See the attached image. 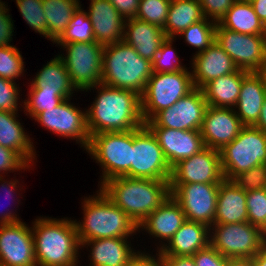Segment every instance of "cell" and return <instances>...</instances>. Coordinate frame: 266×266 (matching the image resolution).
<instances>
[{
	"mask_svg": "<svg viewBox=\"0 0 266 266\" xmlns=\"http://www.w3.org/2000/svg\"><path fill=\"white\" fill-rule=\"evenodd\" d=\"M209 237L210 245L228 259L253 258L266 244V233L248 221L213 224Z\"/></svg>",
	"mask_w": 266,
	"mask_h": 266,
	"instance_id": "cell-9",
	"label": "cell"
},
{
	"mask_svg": "<svg viewBox=\"0 0 266 266\" xmlns=\"http://www.w3.org/2000/svg\"><path fill=\"white\" fill-rule=\"evenodd\" d=\"M97 195L82 200L83 220H74L80 245L87 240L129 238L138 226L99 188Z\"/></svg>",
	"mask_w": 266,
	"mask_h": 266,
	"instance_id": "cell-4",
	"label": "cell"
},
{
	"mask_svg": "<svg viewBox=\"0 0 266 266\" xmlns=\"http://www.w3.org/2000/svg\"><path fill=\"white\" fill-rule=\"evenodd\" d=\"M249 72L237 70L208 82L202 91L208 106L234 108L237 104L243 78Z\"/></svg>",
	"mask_w": 266,
	"mask_h": 266,
	"instance_id": "cell-30",
	"label": "cell"
},
{
	"mask_svg": "<svg viewBox=\"0 0 266 266\" xmlns=\"http://www.w3.org/2000/svg\"><path fill=\"white\" fill-rule=\"evenodd\" d=\"M248 222L266 232V191L265 189L246 192Z\"/></svg>",
	"mask_w": 266,
	"mask_h": 266,
	"instance_id": "cell-41",
	"label": "cell"
},
{
	"mask_svg": "<svg viewBox=\"0 0 266 266\" xmlns=\"http://www.w3.org/2000/svg\"><path fill=\"white\" fill-rule=\"evenodd\" d=\"M204 18L198 0H171L163 31L167 38L177 40L183 30Z\"/></svg>",
	"mask_w": 266,
	"mask_h": 266,
	"instance_id": "cell-31",
	"label": "cell"
},
{
	"mask_svg": "<svg viewBox=\"0 0 266 266\" xmlns=\"http://www.w3.org/2000/svg\"><path fill=\"white\" fill-rule=\"evenodd\" d=\"M152 73V62L142 58L124 41L104 46L102 84L130 90L141 96Z\"/></svg>",
	"mask_w": 266,
	"mask_h": 266,
	"instance_id": "cell-5",
	"label": "cell"
},
{
	"mask_svg": "<svg viewBox=\"0 0 266 266\" xmlns=\"http://www.w3.org/2000/svg\"><path fill=\"white\" fill-rule=\"evenodd\" d=\"M194 88L190 70L169 73L153 72L141 95L144 122L151 120L159 111L171 107Z\"/></svg>",
	"mask_w": 266,
	"mask_h": 266,
	"instance_id": "cell-8",
	"label": "cell"
},
{
	"mask_svg": "<svg viewBox=\"0 0 266 266\" xmlns=\"http://www.w3.org/2000/svg\"><path fill=\"white\" fill-rule=\"evenodd\" d=\"M23 60L22 54L15 46L0 47V77L15 82L18 77H23Z\"/></svg>",
	"mask_w": 266,
	"mask_h": 266,
	"instance_id": "cell-39",
	"label": "cell"
},
{
	"mask_svg": "<svg viewBox=\"0 0 266 266\" xmlns=\"http://www.w3.org/2000/svg\"><path fill=\"white\" fill-rule=\"evenodd\" d=\"M240 1H244V2H251L252 0H240Z\"/></svg>",
	"mask_w": 266,
	"mask_h": 266,
	"instance_id": "cell-58",
	"label": "cell"
},
{
	"mask_svg": "<svg viewBox=\"0 0 266 266\" xmlns=\"http://www.w3.org/2000/svg\"><path fill=\"white\" fill-rule=\"evenodd\" d=\"M250 3L258 18L266 26V0H252Z\"/></svg>",
	"mask_w": 266,
	"mask_h": 266,
	"instance_id": "cell-52",
	"label": "cell"
},
{
	"mask_svg": "<svg viewBox=\"0 0 266 266\" xmlns=\"http://www.w3.org/2000/svg\"><path fill=\"white\" fill-rule=\"evenodd\" d=\"M255 127L266 133V97L264 99L263 106L260 112V118Z\"/></svg>",
	"mask_w": 266,
	"mask_h": 266,
	"instance_id": "cell-55",
	"label": "cell"
},
{
	"mask_svg": "<svg viewBox=\"0 0 266 266\" xmlns=\"http://www.w3.org/2000/svg\"><path fill=\"white\" fill-rule=\"evenodd\" d=\"M262 73L264 74V76H265V78H266V65H265V67H264Z\"/></svg>",
	"mask_w": 266,
	"mask_h": 266,
	"instance_id": "cell-56",
	"label": "cell"
},
{
	"mask_svg": "<svg viewBox=\"0 0 266 266\" xmlns=\"http://www.w3.org/2000/svg\"><path fill=\"white\" fill-rule=\"evenodd\" d=\"M24 100L23 110L30 118H35L40 112L54 108L67 97L63 93L29 92Z\"/></svg>",
	"mask_w": 266,
	"mask_h": 266,
	"instance_id": "cell-38",
	"label": "cell"
},
{
	"mask_svg": "<svg viewBox=\"0 0 266 266\" xmlns=\"http://www.w3.org/2000/svg\"><path fill=\"white\" fill-rule=\"evenodd\" d=\"M15 81L0 77V110L18 112L20 88Z\"/></svg>",
	"mask_w": 266,
	"mask_h": 266,
	"instance_id": "cell-43",
	"label": "cell"
},
{
	"mask_svg": "<svg viewBox=\"0 0 266 266\" xmlns=\"http://www.w3.org/2000/svg\"><path fill=\"white\" fill-rule=\"evenodd\" d=\"M37 266H75L80 261L74 219L38 217L32 222Z\"/></svg>",
	"mask_w": 266,
	"mask_h": 266,
	"instance_id": "cell-2",
	"label": "cell"
},
{
	"mask_svg": "<svg viewBox=\"0 0 266 266\" xmlns=\"http://www.w3.org/2000/svg\"><path fill=\"white\" fill-rule=\"evenodd\" d=\"M216 22L206 17L196 23L191 24L183 30L180 35L184 37L185 42L192 47L198 48L196 54L206 50L215 42Z\"/></svg>",
	"mask_w": 266,
	"mask_h": 266,
	"instance_id": "cell-35",
	"label": "cell"
},
{
	"mask_svg": "<svg viewBox=\"0 0 266 266\" xmlns=\"http://www.w3.org/2000/svg\"><path fill=\"white\" fill-rule=\"evenodd\" d=\"M254 266H266V244L253 257Z\"/></svg>",
	"mask_w": 266,
	"mask_h": 266,
	"instance_id": "cell-54",
	"label": "cell"
},
{
	"mask_svg": "<svg viewBox=\"0 0 266 266\" xmlns=\"http://www.w3.org/2000/svg\"><path fill=\"white\" fill-rule=\"evenodd\" d=\"M248 221L246 192L232 180L219 185L214 224H235Z\"/></svg>",
	"mask_w": 266,
	"mask_h": 266,
	"instance_id": "cell-27",
	"label": "cell"
},
{
	"mask_svg": "<svg viewBox=\"0 0 266 266\" xmlns=\"http://www.w3.org/2000/svg\"><path fill=\"white\" fill-rule=\"evenodd\" d=\"M243 127L233 108L207 106L200 133L205 147L222 150Z\"/></svg>",
	"mask_w": 266,
	"mask_h": 266,
	"instance_id": "cell-18",
	"label": "cell"
},
{
	"mask_svg": "<svg viewBox=\"0 0 266 266\" xmlns=\"http://www.w3.org/2000/svg\"><path fill=\"white\" fill-rule=\"evenodd\" d=\"M93 88L97 89L98 94L90 108L86 109L90 137L103 132H126L145 125L138 93L102 83L85 92H91Z\"/></svg>",
	"mask_w": 266,
	"mask_h": 266,
	"instance_id": "cell-1",
	"label": "cell"
},
{
	"mask_svg": "<svg viewBox=\"0 0 266 266\" xmlns=\"http://www.w3.org/2000/svg\"><path fill=\"white\" fill-rule=\"evenodd\" d=\"M171 172L151 130L146 125L133 130L131 178L170 180Z\"/></svg>",
	"mask_w": 266,
	"mask_h": 266,
	"instance_id": "cell-12",
	"label": "cell"
},
{
	"mask_svg": "<svg viewBox=\"0 0 266 266\" xmlns=\"http://www.w3.org/2000/svg\"><path fill=\"white\" fill-rule=\"evenodd\" d=\"M25 222L0 225V263L37 266L32 227Z\"/></svg>",
	"mask_w": 266,
	"mask_h": 266,
	"instance_id": "cell-17",
	"label": "cell"
},
{
	"mask_svg": "<svg viewBox=\"0 0 266 266\" xmlns=\"http://www.w3.org/2000/svg\"><path fill=\"white\" fill-rule=\"evenodd\" d=\"M220 155L223 176L228 180L266 164V133L255 126H243L238 136L220 150Z\"/></svg>",
	"mask_w": 266,
	"mask_h": 266,
	"instance_id": "cell-7",
	"label": "cell"
},
{
	"mask_svg": "<svg viewBox=\"0 0 266 266\" xmlns=\"http://www.w3.org/2000/svg\"><path fill=\"white\" fill-rule=\"evenodd\" d=\"M193 59V60H192ZM192 62V79L194 87L202 89L208 82L238 70L231 57L216 43L206 50L195 54Z\"/></svg>",
	"mask_w": 266,
	"mask_h": 266,
	"instance_id": "cell-20",
	"label": "cell"
},
{
	"mask_svg": "<svg viewBox=\"0 0 266 266\" xmlns=\"http://www.w3.org/2000/svg\"><path fill=\"white\" fill-rule=\"evenodd\" d=\"M133 130L126 132H103L90 137L86 151L103 169L100 187L112 178H131Z\"/></svg>",
	"mask_w": 266,
	"mask_h": 266,
	"instance_id": "cell-6",
	"label": "cell"
},
{
	"mask_svg": "<svg viewBox=\"0 0 266 266\" xmlns=\"http://www.w3.org/2000/svg\"><path fill=\"white\" fill-rule=\"evenodd\" d=\"M215 42L239 70L262 72L266 65V35L241 34L216 23Z\"/></svg>",
	"mask_w": 266,
	"mask_h": 266,
	"instance_id": "cell-11",
	"label": "cell"
},
{
	"mask_svg": "<svg viewBox=\"0 0 266 266\" xmlns=\"http://www.w3.org/2000/svg\"><path fill=\"white\" fill-rule=\"evenodd\" d=\"M5 175L0 176V189H4L5 193H6V197L8 198H13V201L16 202V198H14L13 195L14 193L16 194L18 188H20L21 186L17 185V183L19 184L18 180H14V179H9V181L7 179L4 178ZM1 190V191H2ZM8 207V206H7ZM3 211V210H2ZM0 211V225H4V224H11V223H15V222H20L21 219H19L18 215L16 214V208H15V212L9 209H7L6 211L4 210V212Z\"/></svg>",
	"mask_w": 266,
	"mask_h": 266,
	"instance_id": "cell-46",
	"label": "cell"
},
{
	"mask_svg": "<svg viewBox=\"0 0 266 266\" xmlns=\"http://www.w3.org/2000/svg\"><path fill=\"white\" fill-rule=\"evenodd\" d=\"M207 106L202 89L195 87L171 107L159 111L145 125L148 128L200 131Z\"/></svg>",
	"mask_w": 266,
	"mask_h": 266,
	"instance_id": "cell-15",
	"label": "cell"
},
{
	"mask_svg": "<svg viewBox=\"0 0 266 266\" xmlns=\"http://www.w3.org/2000/svg\"><path fill=\"white\" fill-rule=\"evenodd\" d=\"M186 221L181 206L171 197L164 201L156 210L149 214L138 226V230L146 231L156 239L160 238L159 251L175 232ZM165 241V242H162Z\"/></svg>",
	"mask_w": 266,
	"mask_h": 266,
	"instance_id": "cell-22",
	"label": "cell"
},
{
	"mask_svg": "<svg viewBox=\"0 0 266 266\" xmlns=\"http://www.w3.org/2000/svg\"><path fill=\"white\" fill-rule=\"evenodd\" d=\"M266 97V78L262 72H249L240 88L237 104L233 108L243 126H255ZM237 109V110H236Z\"/></svg>",
	"mask_w": 266,
	"mask_h": 266,
	"instance_id": "cell-23",
	"label": "cell"
},
{
	"mask_svg": "<svg viewBox=\"0 0 266 266\" xmlns=\"http://www.w3.org/2000/svg\"><path fill=\"white\" fill-rule=\"evenodd\" d=\"M15 2L26 24L36 33L38 32L48 39L47 21L42 0H16Z\"/></svg>",
	"mask_w": 266,
	"mask_h": 266,
	"instance_id": "cell-36",
	"label": "cell"
},
{
	"mask_svg": "<svg viewBox=\"0 0 266 266\" xmlns=\"http://www.w3.org/2000/svg\"><path fill=\"white\" fill-rule=\"evenodd\" d=\"M171 197L181 206L186 220L214 224L220 184H169Z\"/></svg>",
	"mask_w": 266,
	"mask_h": 266,
	"instance_id": "cell-13",
	"label": "cell"
},
{
	"mask_svg": "<svg viewBox=\"0 0 266 266\" xmlns=\"http://www.w3.org/2000/svg\"><path fill=\"white\" fill-rule=\"evenodd\" d=\"M18 113L0 110V145L15 151L29 166L36 160V150L30 136L17 117ZM32 163V164H31Z\"/></svg>",
	"mask_w": 266,
	"mask_h": 266,
	"instance_id": "cell-28",
	"label": "cell"
},
{
	"mask_svg": "<svg viewBox=\"0 0 266 266\" xmlns=\"http://www.w3.org/2000/svg\"><path fill=\"white\" fill-rule=\"evenodd\" d=\"M169 181L122 176L106 181L99 188L139 226L171 196Z\"/></svg>",
	"mask_w": 266,
	"mask_h": 266,
	"instance_id": "cell-3",
	"label": "cell"
},
{
	"mask_svg": "<svg viewBox=\"0 0 266 266\" xmlns=\"http://www.w3.org/2000/svg\"><path fill=\"white\" fill-rule=\"evenodd\" d=\"M162 28L148 22L132 18L125 20L123 41L149 61H153L161 44L166 40Z\"/></svg>",
	"mask_w": 266,
	"mask_h": 266,
	"instance_id": "cell-26",
	"label": "cell"
},
{
	"mask_svg": "<svg viewBox=\"0 0 266 266\" xmlns=\"http://www.w3.org/2000/svg\"><path fill=\"white\" fill-rule=\"evenodd\" d=\"M117 9L118 13L125 19L135 18L139 8L140 0H108Z\"/></svg>",
	"mask_w": 266,
	"mask_h": 266,
	"instance_id": "cell-49",
	"label": "cell"
},
{
	"mask_svg": "<svg viewBox=\"0 0 266 266\" xmlns=\"http://www.w3.org/2000/svg\"><path fill=\"white\" fill-rule=\"evenodd\" d=\"M174 39L166 38L161 44L158 53L152 61V71L156 73H169L178 71H188L185 65L183 66L180 57L176 50L172 47ZM173 58V60H171Z\"/></svg>",
	"mask_w": 266,
	"mask_h": 266,
	"instance_id": "cell-37",
	"label": "cell"
},
{
	"mask_svg": "<svg viewBox=\"0 0 266 266\" xmlns=\"http://www.w3.org/2000/svg\"><path fill=\"white\" fill-rule=\"evenodd\" d=\"M66 49L63 60L73 86L79 91L102 83V54L104 45L95 41L55 43Z\"/></svg>",
	"mask_w": 266,
	"mask_h": 266,
	"instance_id": "cell-10",
	"label": "cell"
},
{
	"mask_svg": "<svg viewBox=\"0 0 266 266\" xmlns=\"http://www.w3.org/2000/svg\"><path fill=\"white\" fill-rule=\"evenodd\" d=\"M71 99H64L56 107L40 112L34 120L56 136L76 140L86 150L90 143L86 110L71 104Z\"/></svg>",
	"mask_w": 266,
	"mask_h": 266,
	"instance_id": "cell-14",
	"label": "cell"
},
{
	"mask_svg": "<svg viewBox=\"0 0 266 266\" xmlns=\"http://www.w3.org/2000/svg\"><path fill=\"white\" fill-rule=\"evenodd\" d=\"M164 266H196L192 256H161Z\"/></svg>",
	"mask_w": 266,
	"mask_h": 266,
	"instance_id": "cell-51",
	"label": "cell"
},
{
	"mask_svg": "<svg viewBox=\"0 0 266 266\" xmlns=\"http://www.w3.org/2000/svg\"><path fill=\"white\" fill-rule=\"evenodd\" d=\"M5 4V2H2V0H0V8Z\"/></svg>",
	"mask_w": 266,
	"mask_h": 266,
	"instance_id": "cell-57",
	"label": "cell"
},
{
	"mask_svg": "<svg viewBox=\"0 0 266 266\" xmlns=\"http://www.w3.org/2000/svg\"><path fill=\"white\" fill-rule=\"evenodd\" d=\"M170 2L171 0H140L135 18L163 29L167 20Z\"/></svg>",
	"mask_w": 266,
	"mask_h": 266,
	"instance_id": "cell-40",
	"label": "cell"
},
{
	"mask_svg": "<svg viewBox=\"0 0 266 266\" xmlns=\"http://www.w3.org/2000/svg\"><path fill=\"white\" fill-rule=\"evenodd\" d=\"M210 227L201 222L186 220L165 243L160 256H193L197 251L210 244Z\"/></svg>",
	"mask_w": 266,
	"mask_h": 266,
	"instance_id": "cell-25",
	"label": "cell"
},
{
	"mask_svg": "<svg viewBox=\"0 0 266 266\" xmlns=\"http://www.w3.org/2000/svg\"><path fill=\"white\" fill-rule=\"evenodd\" d=\"M196 266H227V259L210 244L197 251L193 256Z\"/></svg>",
	"mask_w": 266,
	"mask_h": 266,
	"instance_id": "cell-47",
	"label": "cell"
},
{
	"mask_svg": "<svg viewBox=\"0 0 266 266\" xmlns=\"http://www.w3.org/2000/svg\"><path fill=\"white\" fill-rule=\"evenodd\" d=\"M149 129L156 137L171 168L180 160L189 158L205 148L199 130Z\"/></svg>",
	"mask_w": 266,
	"mask_h": 266,
	"instance_id": "cell-19",
	"label": "cell"
},
{
	"mask_svg": "<svg viewBox=\"0 0 266 266\" xmlns=\"http://www.w3.org/2000/svg\"><path fill=\"white\" fill-rule=\"evenodd\" d=\"M223 180L220 151L205 147L172 167L169 184H220Z\"/></svg>",
	"mask_w": 266,
	"mask_h": 266,
	"instance_id": "cell-16",
	"label": "cell"
},
{
	"mask_svg": "<svg viewBox=\"0 0 266 266\" xmlns=\"http://www.w3.org/2000/svg\"><path fill=\"white\" fill-rule=\"evenodd\" d=\"M127 266H164V264L158 253H156L154 257V255L151 256L149 253L140 252Z\"/></svg>",
	"mask_w": 266,
	"mask_h": 266,
	"instance_id": "cell-50",
	"label": "cell"
},
{
	"mask_svg": "<svg viewBox=\"0 0 266 266\" xmlns=\"http://www.w3.org/2000/svg\"><path fill=\"white\" fill-rule=\"evenodd\" d=\"M8 5L0 8V47L10 46L13 40L14 20L10 17Z\"/></svg>",
	"mask_w": 266,
	"mask_h": 266,
	"instance_id": "cell-48",
	"label": "cell"
},
{
	"mask_svg": "<svg viewBox=\"0 0 266 266\" xmlns=\"http://www.w3.org/2000/svg\"><path fill=\"white\" fill-rule=\"evenodd\" d=\"M92 23L95 42L108 45L123 41L125 19L108 0H90L86 12Z\"/></svg>",
	"mask_w": 266,
	"mask_h": 266,
	"instance_id": "cell-21",
	"label": "cell"
},
{
	"mask_svg": "<svg viewBox=\"0 0 266 266\" xmlns=\"http://www.w3.org/2000/svg\"><path fill=\"white\" fill-rule=\"evenodd\" d=\"M232 181L245 192L264 189L266 183V164H260L241 172Z\"/></svg>",
	"mask_w": 266,
	"mask_h": 266,
	"instance_id": "cell-42",
	"label": "cell"
},
{
	"mask_svg": "<svg viewBox=\"0 0 266 266\" xmlns=\"http://www.w3.org/2000/svg\"><path fill=\"white\" fill-rule=\"evenodd\" d=\"M127 239L102 238L87 240L81 244V248L90 247L89 266H127L140 253L139 250L136 251L131 248V240L129 242Z\"/></svg>",
	"mask_w": 266,
	"mask_h": 266,
	"instance_id": "cell-24",
	"label": "cell"
},
{
	"mask_svg": "<svg viewBox=\"0 0 266 266\" xmlns=\"http://www.w3.org/2000/svg\"><path fill=\"white\" fill-rule=\"evenodd\" d=\"M81 7L80 5L74 12L65 32L55 43L95 41L92 23Z\"/></svg>",
	"mask_w": 266,
	"mask_h": 266,
	"instance_id": "cell-34",
	"label": "cell"
},
{
	"mask_svg": "<svg viewBox=\"0 0 266 266\" xmlns=\"http://www.w3.org/2000/svg\"><path fill=\"white\" fill-rule=\"evenodd\" d=\"M35 76L31 79L29 92L63 93L67 98L73 96V91L78 92L71 83L66 66L59 55L47 61Z\"/></svg>",
	"mask_w": 266,
	"mask_h": 266,
	"instance_id": "cell-29",
	"label": "cell"
},
{
	"mask_svg": "<svg viewBox=\"0 0 266 266\" xmlns=\"http://www.w3.org/2000/svg\"><path fill=\"white\" fill-rule=\"evenodd\" d=\"M227 266H254L253 258H230Z\"/></svg>",
	"mask_w": 266,
	"mask_h": 266,
	"instance_id": "cell-53",
	"label": "cell"
},
{
	"mask_svg": "<svg viewBox=\"0 0 266 266\" xmlns=\"http://www.w3.org/2000/svg\"><path fill=\"white\" fill-rule=\"evenodd\" d=\"M204 16L216 23L226 15L237 0H198Z\"/></svg>",
	"mask_w": 266,
	"mask_h": 266,
	"instance_id": "cell-44",
	"label": "cell"
},
{
	"mask_svg": "<svg viewBox=\"0 0 266 266\" xmlns=\"http://www.w3.org/2000/svg\"><path fill=\"white\" fill-rule=\"evenodd\" d=\"M29 168L31 167L15 151L0 145V176Z\"/></svg>",
	"mask_w": 266,
	"mask_h": 266,
	"instance_id": "cell-45",
	"label": "cell"
},
{
	"mask_svg": "<svg viewBox=\"0 0 266 266\" xmlns=\"http://www.w3.org/2000/svg\"><path fill=\"white\" fill-rule=\"evenodd\" d=\"M42 5L46 15L48 40L54 44L65 32L81 3L80 0H42Z\"/></svg>",
	"mask_w": 266,
	"mask_h": 266,
	"instance_id": "cell-33",
	"label": "cell"
},
{
	"mask_svg": "<svg viewBox=\"0 0 266 266\" xmlns=\"http://www.w3.org/2000/svg\"><path fill=\"white\" fill-rule=\"evenodd\" d=\"M219 24L241 34L266 35V26L258 18L250 2L237 0Z\"/></svg>",
	"mask_w": 266,
	"mask_h": 266,
	"instance_id": "cell-32",
	"label": "cell"
}]
</instances>
